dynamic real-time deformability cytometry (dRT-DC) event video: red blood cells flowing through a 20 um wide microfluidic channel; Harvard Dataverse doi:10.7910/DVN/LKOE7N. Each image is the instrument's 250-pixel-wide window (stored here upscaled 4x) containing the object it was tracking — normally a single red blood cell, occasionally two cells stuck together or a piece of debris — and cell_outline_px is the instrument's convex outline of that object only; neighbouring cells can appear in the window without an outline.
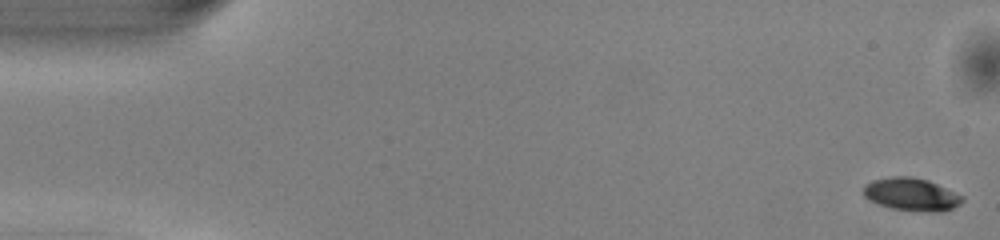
{"species": "common noctule bat (a hibernating species)", "species_latin": "Nyctalus noctula", "temperature_condition": "warm", "stored_images_in_passage": 47, "camera_frame_rate_fps": 3000, "um_per_image_px": 0.085, "animal": {"sex": "male", "body_mass_g": 13.0, "forearm_length_mm": 53.1}, "frame": {"image": 1, "passage_image": 1, "time_ms": 0.0, "image_size_px": [1000, 240], "cell_outline_px": [[964, 200], [960, 204], [944, 212], [912, 212], [892, 208], [868, 200], [864, 196], [864, 184], [872, 180], [892, 176], [912, 176], [928, 180], [964, 196]], "centroid_in_image_um": [77.48, 16.53], "position_along_channel_um": 7.5, "area_um2": 19.19}}
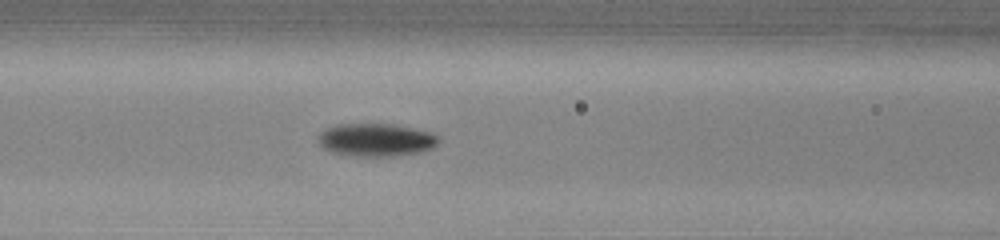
{"frame": {"image": 2, "passage_image": 21, "time_ms": 6.667, "image_size_px": [1000, 240], "cell_outline_px": [[440, 140], [432, 148], [420, 152], [392, 156], [352, 156], [332, 152], [324, 148], [316, 140], [320, 132], [324, 128], [336, 124], [392, 124], [432, 132]], "centroid_in_image_um": [31.92, 11.88], "position_along_channel_um": 134.7, "area_um2": 23.18}}
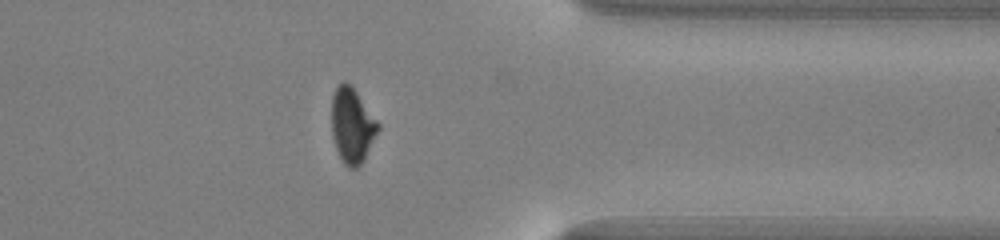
{"frame": {"image": 3, "passage_image": 40, "time_ms": 13.0, "image_size_px": [1000, 240], "cell_outline_px": [[380, 128], [364, 160], [356, 168], [348, 168], [344, 164], [336, 148], [332, 136], [332, 92], [344, 80], [356, 92], [380, 124]], "centroid_in_image_um": [29.93, 10.69], "position_along_channel_um": 381.5, "area_um2": 20.11}, "authors_computed_cell_mechanics": {"area_um2": 21.1548, "velocity_mm_per_s": 4.0874, "shape_relaxation_time_tau1_ms": 2.1942, "shape_relaxation_time_tau2_ms": 3.6116, "deformation_change_tau1": 0.1441, "deformation_change_tau2": 0.0813}}